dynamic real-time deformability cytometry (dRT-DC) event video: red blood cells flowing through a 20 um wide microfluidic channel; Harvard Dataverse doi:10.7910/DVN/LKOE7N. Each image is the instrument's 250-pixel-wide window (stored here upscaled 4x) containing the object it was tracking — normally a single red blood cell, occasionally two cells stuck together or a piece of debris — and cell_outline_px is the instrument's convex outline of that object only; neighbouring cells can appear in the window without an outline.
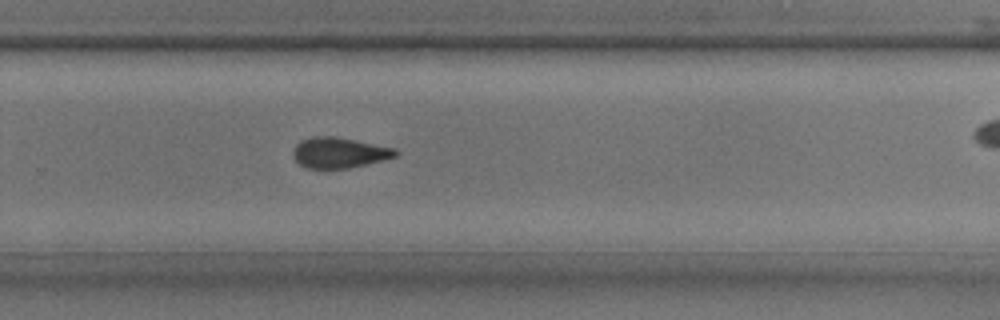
{"species": "common noctule bat (a hibernating species)", "species_latin": "Nyctalus noctula", "temperature_condition": "room temperature", "stored_images_in_passage": 31, "camera_frame_rate_fps": 3000, "um_per_image_px": 0.085, "animal": {"sex": "male", "body_mass_g": 17.9, "forearm_length_mm": 54.2}, "frame": {"image": 1, "passage_image": 22, "time_ms": 7.0, "image_size_px": [1000, 320], "cell_outline_px": [[400, 152], [396, 156], [348, 168], [308, 168], [300, 164], [296, 160], [292, 152], [296, 144], [300, 140], [316, 136], [336, 136], [396, 148]], "centroid_in_image_um": [28.83, 12.96], "position_along_channel_um": 301.0, "area_um2": 18.09}}